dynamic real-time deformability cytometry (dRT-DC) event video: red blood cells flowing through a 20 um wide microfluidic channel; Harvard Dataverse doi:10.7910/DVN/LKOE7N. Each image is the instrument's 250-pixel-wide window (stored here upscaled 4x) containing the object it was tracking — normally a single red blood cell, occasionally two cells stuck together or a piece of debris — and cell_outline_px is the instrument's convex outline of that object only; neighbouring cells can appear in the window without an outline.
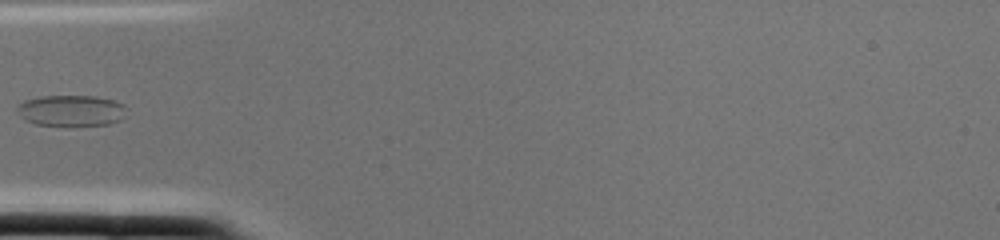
{"species": "common noctule bat (a hibernating species)", "species_latin": "Nyctalus noctula", "temperature_condition": "cold", "stored_images_in_passage": 1, "camera_frame_rate_fps": 3000, "um_per_image_px": 0.085, "animal": {"sex": "female", "body_mass_g": 22.0, "forearm_length_mm": 56.7}, "frame": {"image": 1, "passage_image": 1, "time_ms": 0.0, "image_size_px": [1000, 240], "cell_outline_px": [[124, 104], [120, 120], [108, 124], [72, 128], [68, 128], [36, 124], [24, 120], [20, 116], [16, 108], [16, 104], [24, 100], [40, 96], [96, 96], [112, 100]], "centroid_in_image_um": [5.96, 9.44], "position_along_channel_um": 79.0, "area_um2": 20.4}}